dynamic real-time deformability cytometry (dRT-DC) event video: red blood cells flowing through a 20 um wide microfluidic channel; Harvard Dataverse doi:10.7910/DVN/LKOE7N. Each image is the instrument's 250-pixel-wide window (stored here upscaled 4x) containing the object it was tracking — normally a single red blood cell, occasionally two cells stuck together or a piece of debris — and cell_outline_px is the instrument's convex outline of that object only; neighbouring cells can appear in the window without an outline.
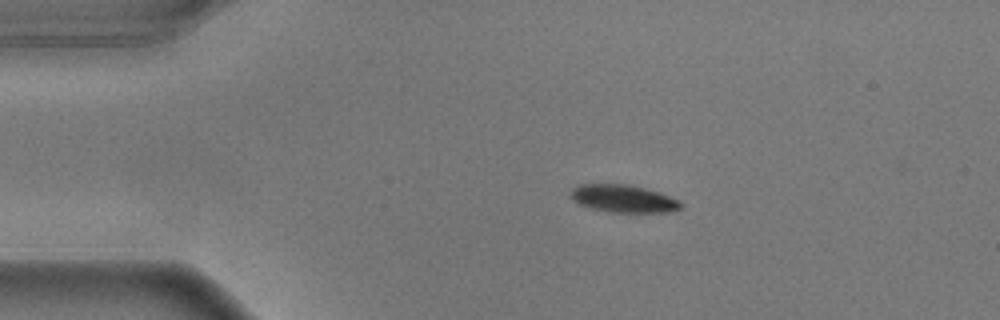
{"species": "common noctule bat (a hibernating species)", "species_latin": "Nyctalus noctula", "temperature_condition": "warm", "stored_images_in_passage": 10, "camera_frame_rate_fps": 3000, "um_per_image_px": 0.085, "animal": {"sex": "male", "body_mass_g": 17.9}, "frame": {"image": 1, "passage_image": 1, "time_ms": 0.0, "image_size_px": [1000, 320], "cell_outline_px": [[684, 204], [680, 208], [668, 212], [612, 212], [592, 208], [580, 204], [572, 200], [568, 196], [568, 192], [572, 188], [580, 184], [628, 184], [660, 192], [680, 200]], "centroid_in_image_um": [52.97, 16.87], "position_along_channel_um": 32.0, "area_um2": 17.86}}
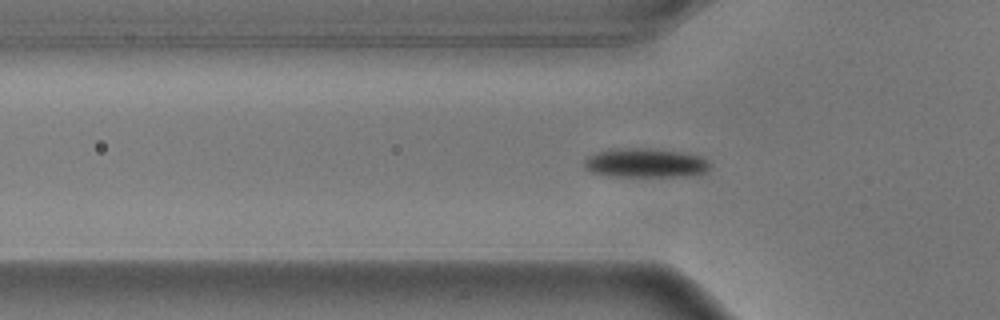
{"frame": {"image": 2, "passage_image": 8, "time_ms": 2.333, "image_size_px": [1000, 320], "cell_outline_px": [[712, 164], [704, 172], [676, 176], [616, 176], [592, 172], [584, 168], [584, 160], [588, 156], [596, 152], [612, 148], [644, 148], [680, 152], [700, 156], [708, 160]], "centroid_in_image_um": [54.81, 13.83], "position_along_channel_um": 71.0, "area_um2": 21.1}}